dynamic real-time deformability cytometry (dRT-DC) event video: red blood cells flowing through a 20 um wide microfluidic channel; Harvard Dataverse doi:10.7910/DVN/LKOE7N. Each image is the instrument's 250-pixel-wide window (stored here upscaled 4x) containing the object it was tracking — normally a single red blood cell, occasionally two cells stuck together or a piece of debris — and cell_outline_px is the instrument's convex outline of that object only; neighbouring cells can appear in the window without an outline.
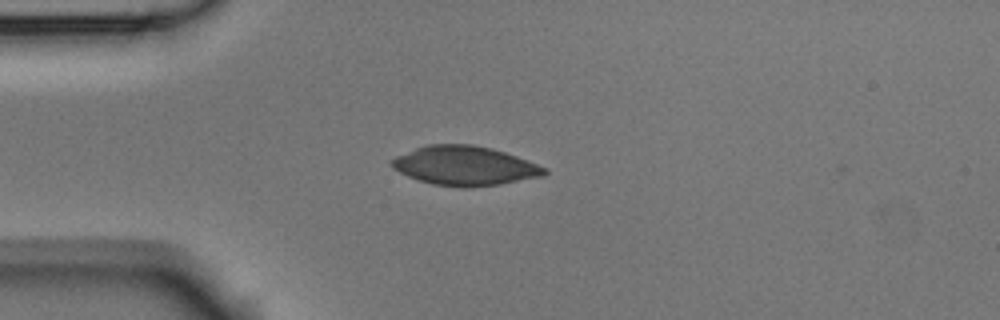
{"species": "Egyptian fruit bat (a non-hibernating species)", "species_latin": "Rousettus aegyptiacus", "temperature_condition": "room temperature", "stored_images_in_passage": 1, "camera_frame_rate_fps": 3000, "um_per_image_px": 0.085, "animal": {"sex": "male"}, "frame": {"image": 1, "passage_image": 1, "time_ms": 0.0, "image_size_px": [1000, 320], "cell_outline_px": [[548, 172], [544, 176], [500, 184], [468, 188], [460, 188], [432, 184], [408, 176], [392, 168], [388, 164], [388, 160], [396, 156], [416, 148], [428, 144], [472, 144], [492, 148], [528, 160], [548, 168]], "centroid_in_image_um": [39.5, 14.09], "position_along_channel_um": 45.5, "area_um2": 35.26}}